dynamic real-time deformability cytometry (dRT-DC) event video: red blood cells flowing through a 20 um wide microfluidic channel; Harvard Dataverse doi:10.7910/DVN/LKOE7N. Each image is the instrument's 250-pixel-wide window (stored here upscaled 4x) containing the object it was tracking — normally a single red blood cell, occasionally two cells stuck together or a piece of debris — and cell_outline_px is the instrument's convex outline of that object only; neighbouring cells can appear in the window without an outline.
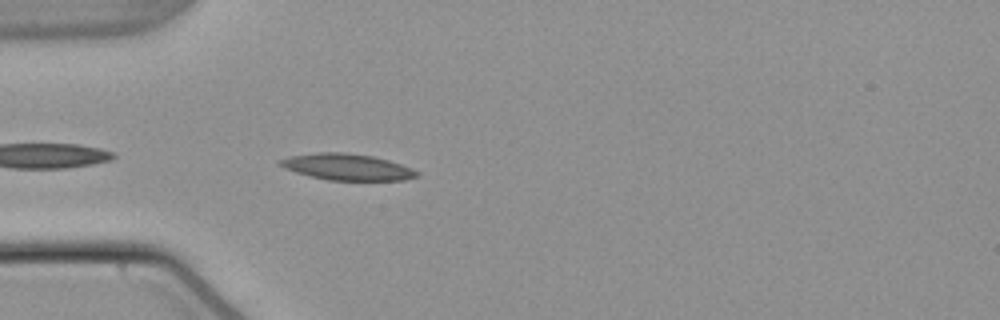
{"species": "common noctule bat (a hibernating species)", "species_latin": "Nyctalus noctula", "temperature_condition": "warm", "stored_images_in_passage": 9, "camera_frame_rate_fps": 3000, "um_per_image_px": 0.085, "animal": {"sex": "male", "body_mass_g": 21.5, "forearm_length_mm": 52.0}, "frame": {"image": 1, "passage_image": 2, "time_ms": 0.333, "image_size_px": [1000, 320], "cell_outline_px": [[420, 176], [404, 180], [328, 180], [296, 172], [284, 168], [276, 160], [292, 156], [320, 152], [344, 152], [372, 156], [388, 160], [412, 168], [420, 172]], "centroid_in_image_um": [29.54, 14.19], "position_along_channel_um": 55.5, "area_um2": 20.87}}